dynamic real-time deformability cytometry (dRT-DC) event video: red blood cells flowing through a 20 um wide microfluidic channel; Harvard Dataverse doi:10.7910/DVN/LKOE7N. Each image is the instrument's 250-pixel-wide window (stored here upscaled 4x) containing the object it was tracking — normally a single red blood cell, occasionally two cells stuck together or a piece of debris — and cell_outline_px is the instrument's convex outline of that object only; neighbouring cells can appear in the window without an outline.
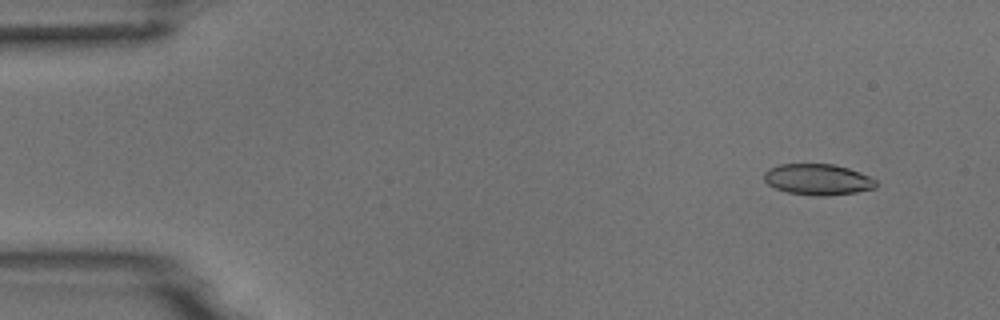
{"species": "common noctule bat (a hibernating species)", "species_latin": "Nyctalus noctula", "temperature_condition": "room temperature", "stored_images_in_passage": 5, "camera_frame_rate_fps": 3000, "um_per_image_px": 0.085, "animal": {"sex": "male", "body_mass_g": 18.8}, "frame": {"image": 1, "passage_image": 2, "time_ms": 0.333, "image_size_px": [1000, 320], "cell_outline_px": [[876, 188], [856, 192], [824, 196], [816, 196], [788, 192], [776, 188], [768, 184], [764, 180], [764, 172], [768, 168], [780, 164], [832, 164], [848, 168], [860, 172], [876, 180]], "centroid_in_image_um": [69.5, 15.25], "position_along_channel_um": 15.5, "area_um2": 20.17}}
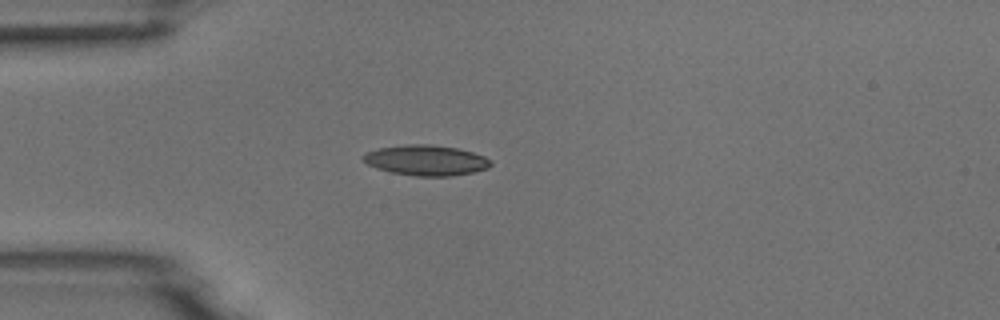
{"frame": {"image": 2, "passage_image": 5, "time_ms": 1.333, "image_size_px": [1000, 320], "cell_outline_px": [[492, 164], [488, 168], [472, 172], [452, 176], [416, 176], [392, 172], [376, 168], [368, 164], [360, 156], [364, 152], [376, 148], [408, 144], [428, 144], [456, 148], [472, 152], [484, 156], [492, 160]], "centroid_in_image_um": [36.19, 13.62], "position_along_channel_um": 48.8, "area_um2": 22.66}}